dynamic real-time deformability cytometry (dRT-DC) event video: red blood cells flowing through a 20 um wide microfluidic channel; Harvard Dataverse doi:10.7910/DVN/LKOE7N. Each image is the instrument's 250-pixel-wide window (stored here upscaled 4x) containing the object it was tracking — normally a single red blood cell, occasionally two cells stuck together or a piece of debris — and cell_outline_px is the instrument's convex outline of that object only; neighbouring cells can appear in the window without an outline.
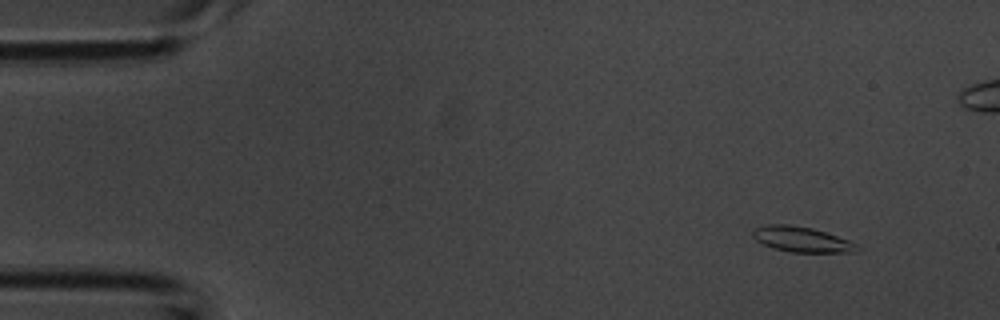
{"species": "common noctule bat (a hibernating species)", "species_latin": "Nyctalus noctula", "temperature_condition": "room temperature", "stored_images_in_passage": 44, "camera_frame_rate_fps": 3000, "um_per_image_px": 0.085, "animal": {"sex": "male", "body_mass_g": 20.1, "forearm_length_mm": 53.5}, "frame": {"image": 1, "passage_image": 4, "time_ms": 1.0, "image_size_px": [1000, 320], "cell_outline_px": [[860, 248], [856, 252], [792, 252], [772, 248], [756, 240], [752, 236], [752, 228], [768, 224], [788, 224], [812, 228], [860, 244]], "centroid_in_image_um": [68.13, 20.34], "position_along_channel_um": 16.9, "area_um2": 15.43}}
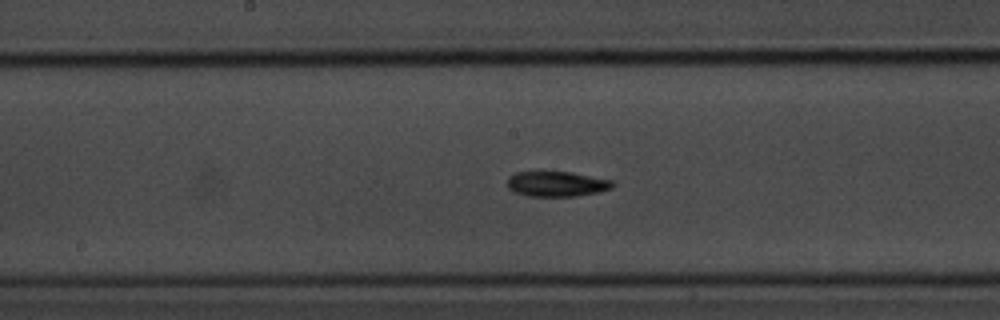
{"frame": {"image": 2, "passage_image": 22, "time_ms": 7.0, "image_size_px": [1000, 320], "cell_outline_px": [[616, 184], [612, 188], [600, 192], [576, 196], [528, 196], [512, 192], [508, 188], [508, 176], [516, 172], [572, 172], [612, 180]], "centroid_in_image_um": [47.33, 15.64], "position_along_channel_um": 200.9, "area_um2": 15.61}}
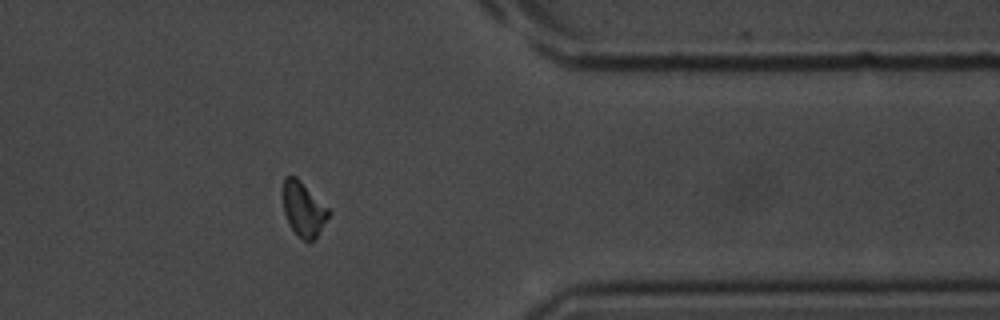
{"frame": {"image": 3, "passage_image": 35, "time_ms": 11.333, "image_size_px": [1000, 320], "cell_outline_px": [[332, 212], [316, 240], [308, 244], [292, 228], [284, 212], [284, 176], [296, 176]], "centroid_in_image_um": [25.85, 17.82], "position_along_channel_um": 385.6, "area_um2": 14.39}}